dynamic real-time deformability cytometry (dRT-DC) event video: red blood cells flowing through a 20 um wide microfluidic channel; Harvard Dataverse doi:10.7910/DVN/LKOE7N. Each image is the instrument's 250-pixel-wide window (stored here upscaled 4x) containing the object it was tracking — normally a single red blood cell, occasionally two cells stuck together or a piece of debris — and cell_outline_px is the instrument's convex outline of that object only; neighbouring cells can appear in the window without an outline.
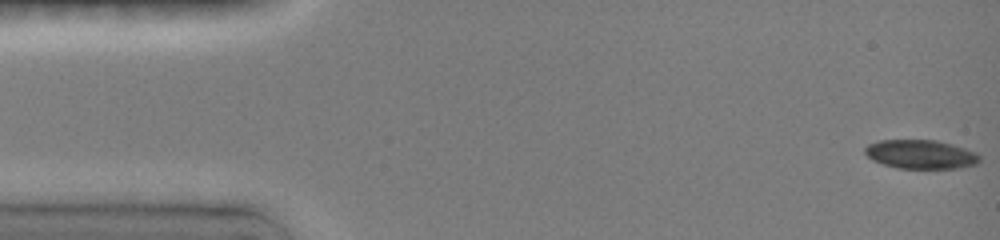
{"species": "common noctule bat (a hibernating species)", "species_latin": "Nyctalus noctula", "temperature_condition": "room temperature", "stored_images_in_passage": 12, "camera_frame_rate_fps": 3000, "um_per_image_px": 0.085, "animal": {"sex": "female", "body_mass_g": 19.0, "forearm_length_mm": 51.5}, "frame": {"image": 1, "passage_image": 1, "time_ms": 0.0, "image_size_px": [1000, 240], "cell_outline_px": [[980, 160], [976, 164], [956, 168], [896, 168], [872, 160], [864, 152], [864, 148], [868, 144], [880, 140], [936, 140], [952, 144], [976, 152], [980, 156]], "centroid_in_image_um": [78.25, 13.11], "position_along_channel_um": 6.8, "area_um2": 19.25}}
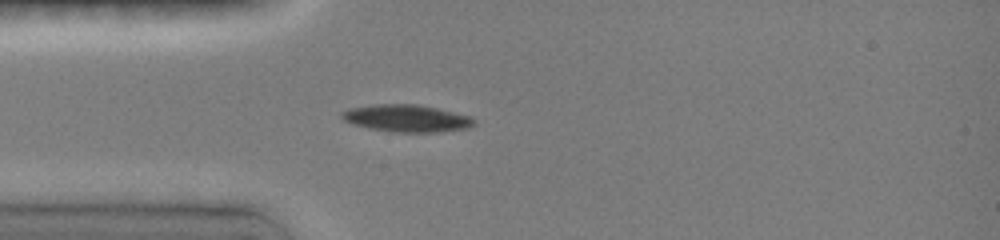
{"frame": {"image": 2, "passage_image": 10, "time_ms": 4.0, "image_size_px": [1000, 240], "cell_outline_px": [[476, 124], [468, 128], [440, 132], [392, 132], [368, 128], [352, 124], [344, 120], [340, 116], [340, 112], [348, 108], [372, 104], [416, 104], [436, 108], [472, 116], [476, 120]], "centroid_in_image_um": [34.56, 10.05], "position_along_channel_um": 50.4, "area_um2": 21.27}}